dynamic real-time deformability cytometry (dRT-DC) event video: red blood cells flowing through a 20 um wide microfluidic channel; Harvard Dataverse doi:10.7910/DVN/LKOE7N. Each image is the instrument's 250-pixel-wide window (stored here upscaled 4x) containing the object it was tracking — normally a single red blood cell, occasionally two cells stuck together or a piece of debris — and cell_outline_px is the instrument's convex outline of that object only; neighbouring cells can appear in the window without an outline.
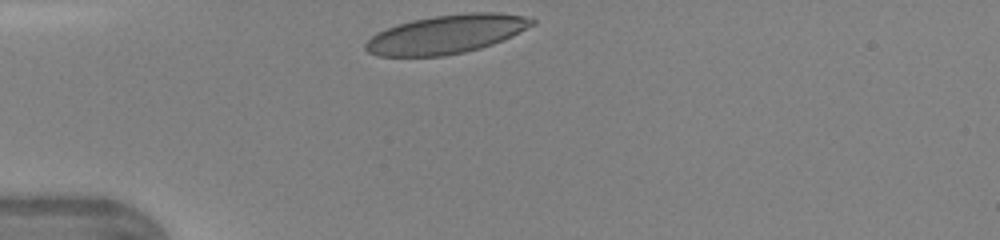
{"species": "human", "species_latin": "Homo sapiens", "temperature_condition": "warm", "stored_images_in_passage": 26, "camera_frame_rate_fps": 3000, "um_per_image_px": 0.085, "donor": {"sex": "female"}, "frame": {"image": 1, "passage_image": 1, "time_ms": 0.0, "image_size_px": [1000, 240], "cell_outline_px": [[536, 24], [512, 36], [492, 44], [480, 48], [464, 52], [444, 56], [380, 56], [368, 52], [364, 48], [364, 44], [376, 32], [396, 24], [412, 20], [432, 16], [468, 12], [500, 12], [524, 16], [536, 20]], "centroid_in_image_um": [37.95, 2.9], "position_along_channel_um": 47.0, "area_um2": 37.69}}
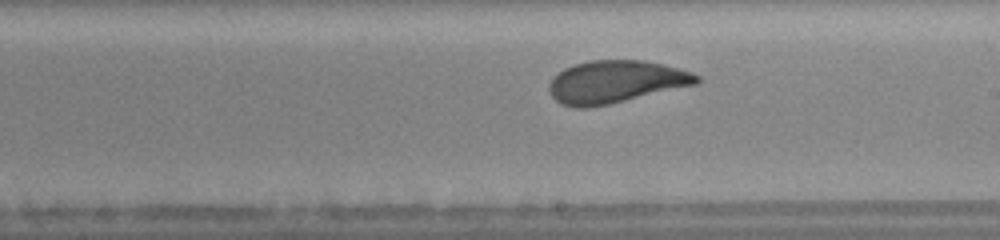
{"frame": {"image": 2, "passage_image": 15, "time_ms": 4.667, "image_size_px": [1000, 240], "cell_outline_px": [[700, 80], [696, 84], [608, 104], [588, 108], [576, 108], [560, 104], [548, 92], [548, 84], [564, 68], [576, 64], [592, 60], [644, 60], [680, 68], [692, 72], [700, 76]], "centroid_in_image_um": [52.32, 6.95], "position_along_channel_um": 236.7, "area_um2": 36.36}}
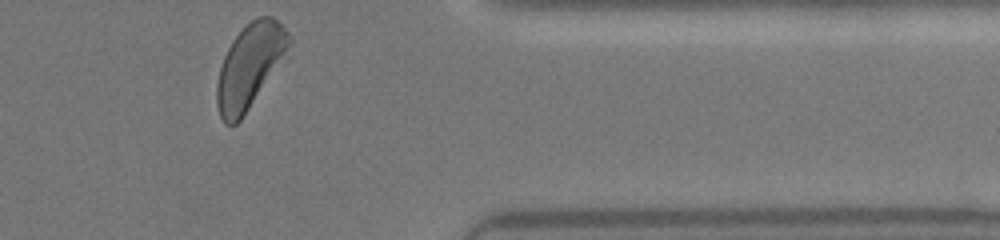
{"frame": {"image": 3, "passage_image": 26, "time_ms": 8.333, "image_size_px": [1000, 240], "cell_outline_px": [[292, 44], [288, 56], [240, 120], [236, 124], [224, 124], [220, 116], [216, 104], [216, 84], [220, 68], [224, 56], [232, 40], [252, 20], [260, 16], [272, 16], [288, 32], [292, 40]], "centroid_in_image_um": [21.27, 5.63], "position_along_channel_um": 390.1, "area_um2": 35.55}}